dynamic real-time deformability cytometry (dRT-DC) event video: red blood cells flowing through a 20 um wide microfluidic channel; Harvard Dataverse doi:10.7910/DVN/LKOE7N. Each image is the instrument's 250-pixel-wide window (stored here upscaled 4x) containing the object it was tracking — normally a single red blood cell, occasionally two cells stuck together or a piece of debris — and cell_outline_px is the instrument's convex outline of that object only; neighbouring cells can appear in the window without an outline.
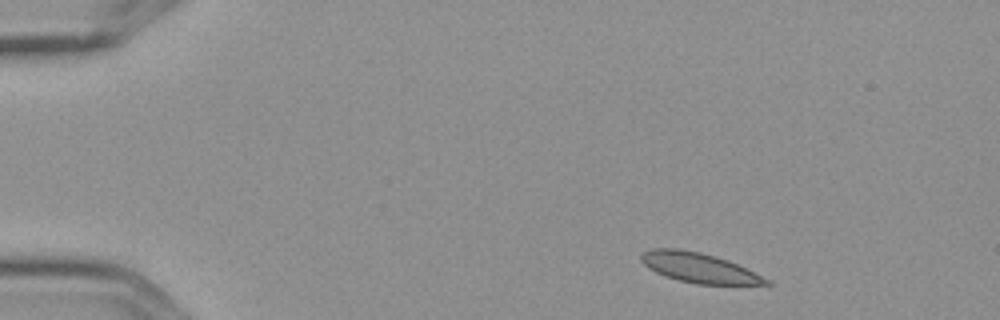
{"species": "Egyptian fruit bat (a non-hibernating species)", "species_latin": "Rousettus aegyptiacus", "temperature_condition": "cold", "stored_images_in_passage": 8, "camera_frame_rate_fps": 3000, "um_per_image_px": 0.085, "frame": {"image": 1, "passage_image": 1, "time_ms": 0.0, "image_size_px": [1000, 320], "cell_outline_px": [[772, 284], [696, 284], [664, 276], [648, 268], [640, 260], [640, 256], [644, 252], [652, 248], [680, 248], [700, 252], [716, 256], [728, 260], [772, 280]], "centroid_in_image_um": [59.41, 22.75], "position_along_channel_um": 25.6, "area_um2": 21.73}}
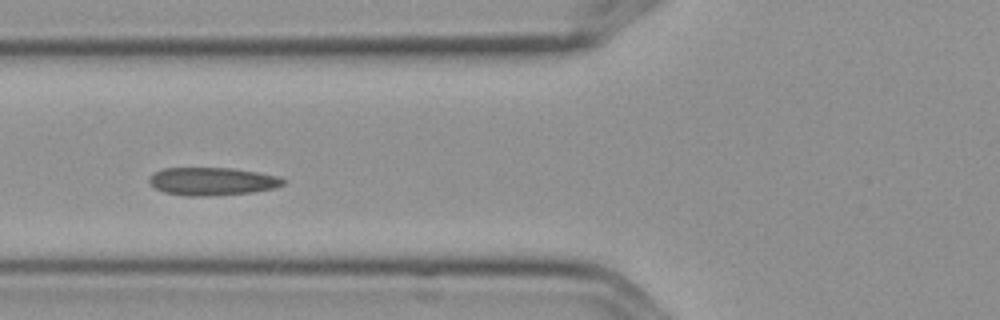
{"frame": {"image": 2, "passage_image": 5, "time_ms": 1.333, "image_size_px": [1000, 320], "cell_outline_px": [[284, 184], [276, 188], [252, 192], [212, 196], [184, 196], [164, 192], [148, 184], [148, 176], [152, 172], [164, 168], [228, 168], [256, 172], [276, 176], [284, 180]], "centroid_in_image_um": [17.96, 15.42], "position_along_channel_um": 107.8, "area_um2": 21.91}}
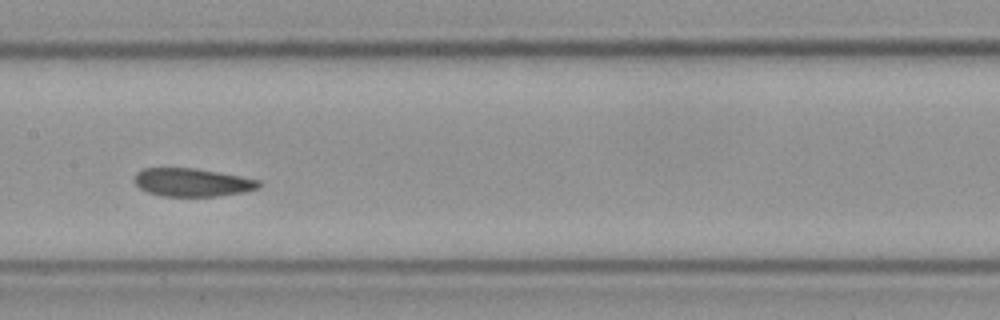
{"frame": {"image": 3, "passage_image": 7, "time_ms": 2.0, "image_size_px": [1000, 320], "cell_outline_px": [[260, 188], [244, 192], [220, 196], [160, 196], [148, 192], [140, 188], [132, 180], [136, 172], [144, 168], [196, 168], [240, 176], [260, 180]], "centroid_in_image_um": [16.33, 15.5], "position_along_channel_um": 191.1, "area_um2": 20.58}}